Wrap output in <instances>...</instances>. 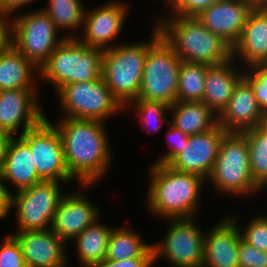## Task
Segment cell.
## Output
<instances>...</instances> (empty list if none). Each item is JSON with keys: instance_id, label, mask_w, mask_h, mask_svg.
<instances>
[{"instance_id": "4dcf8cb0", "label": "cell", "mask_w": 267, "mask_h": 267, "mask_svg": "<svg viewBox=\"0 0 267 267\" xmlns=\"http://www.w3.org/2000/svg\"><path fill=\"white\" fill-rule=\"evenodd\" d=\"M124 109L133 110V115L135 114L136 118L139 117V124L144 129L147 128V132H150V128L153 129L151 132H158L164 123H170V120L166 119L167 113H170V105L167 103L135 99L129 102Z\"/></svg>"}, {"instance_id": "d6986e66", "label": "cell", "mask_w": 267, "mask_h": 267, "mask_svg": "<svg viewBox=\"0 0 267 267\" xmlns=\"http://www.w3.org/2000/svg\"><path fill=\"white\" fill-rule=\"evenodd\" d=\"M223 218L205 232L202 267H239V223L236 216Z\"/></svg>"}, {"instance_id": "e0dca14e", "label": "cell", "mask_w": 267, "mask_h": 267, "mask_svg": "<svg viewBox=\"0 0 267 267\" xmlns=\"http://www.w3.org/2000/svg\"><path fill=\"white\" fill-rule=\"evenodd\" d=\"M12 235L20 244L27 267H68V244L51 229L17 231Z\"/></svg>"}, {"instance_id": "1f68e13d", "label": "cell", "mask_w": 267, "mask_h": 267, "mask_svg": "<svg viewBox=\"0 0 267 267\" xmlns=\"http://www.w3.org/2000/svg\"><path fill=\"white\" fill-rule=\"evenodd\" d=\"M241 238L261 251H267V214L260 213L258 215L252 216L244 230H241Z\"/></svg>"}, {"instance_id": "f1b7e54d", "label": "cell", "mask_w": 267, "mask_h": 267, "mask_svg": "<svg viewBox=\"0 0 267 267\" xmlns=\"http://www.w3.org/2000/svg\"><path fill=\"white\" fill-rule=\"evenodd\" d=\"M42 10L55 23L57 29L76 31L83 27L86 7L81 0H48Z\"/></svg>"}, {"instance_id": "7c38bea8", "label": "cell", "mask_w": 267, "mask_h": 267, "mask_svg": "<svg viewBox=\"0 0 267 267\" xmlns=\"http://www.w3.org/2000/svg\"><path fill=\"white\" fill-rule=\"evenodd\" d=\"M20 137L29 145L42 181L70 184L74 182L67 170L60 133L47 117L36 127L27 130Z\"/></svg>"}, {"instance_id": "d590c367", "label": "cell", "mask_w": 267, "mask_h": 267, "mask_svg": "<svg viewBox=\"0 0 267 267\" xmlns=\"http://www.w3.org/2000/svg\"><path fill=\"white\" fill-rule=\"evenodd\" d=\"M238 261L239 267H267V251L252 247L240 237Z\"/></svg>"}, {"instance_id": "6da1fadb", "label": "cell", "mask_w": 267, "mask_h": 267, "mask_svg": "<svg viewBox=\"0 0 267 267\" xmlns=\"http://www.w3.org/2000/svg\"><path fill=\"white\" fill-rule=\"evenodd\" d=\"M57 122L53 125L60 133L71 177L83 189L103 180L111 167L113 156L106 124L75 118H61Z\"/></svg>"}, {"instance_id": "7a4b0ae2", "label": "cell", "mask_w": 267, "mask_h": 267, "mask_svg": "<svg viewBox=\"0 0 267 267\" xmlns=\"http://www.w3.org/2000/svg\"><path fill=\"white\" fill-rule=\"evenodd\" d=\"M146 193L148 210L162 219L195 218L206 180L167 164L152 163Z\"/></svg>"}, {"instance_id": "d4e9b609", "label": "cell", "mask_w": 267, "mask_h": 267, "mask_svg": "<svg viewBox=\"0 0 267 267\" xmlns=\"http://www.w3.org/2000/svg\"><path fill=\"white\" fill-rule=\"evenodd\" d=\"M169 114L170 124L188 136L208 132L218 124V116L202 101H176Z\"/></svg>"}, {"instance_id": "e575fe53", "label": "cell", "mask_w": 267, "mask_h": 267, "mask_svg": "<svg viewBox=\"0 0 267 267\" xmlns=\"http://www.w3.org/2000/svg\"><path fill=\"white\" fill-rule=\"evenodd\" d=\"M168 132L166 133V140L168 141L169 150L167 153L159 157L154 163L168 164L177 154L184 150L188 144L189 137L184 134L180 129L168 123Z\"/></svg>"}, {"instance_id": "52a82bcc", "label": "cell", "mask_w": 267, "mask_h": 267, "mask_svg": "<svg viewBox=\"0 0 267 267\" xmlns=\"http://www.w3.org/2000/svg\"><path fill=\"white\" fill-rule=\"evenodd\" d=\"M148 50L149 40L104 50L101 76L123 107L138 97Z\"/></svg>"}, {"instance_id": "b9f144b4", "label": "cell", "mask_w": 267, "mask_h": 267, "mask_svg": "<svg viewBox=\"0 0 267 267\" xmlns=\"http://www.w3.org/2000/svg\"><path fill=\"white\" fill-rule=\"evenodd\" d=\"M252 9L267 8V0H240Z\"/></svg>"}, {"instance_id": "5b68a950", "label": "cell", "mask_w": 267, "mask_h": 267, "mask_svg": "<svg viewBox=\"0 0 267 267\" xmlns=\"http://www.w3.org/2000/svg\"><path fill=\"white\" fill-rule=\"evenodd\" d=\"M206 181L211 182L215 190L230 197L262 193L263 190L252 178L248 140L242 132L224 135L213 170Z\"/></svg>"}, {"instance_id": "4fadbf2b", "label": "cell", "mask_w": 267, "mask_h": 267, "mask_svg": "<svg viewBox=\"0 0 267 267\" xmlns=\"http://www.w3.org/2000/svg\"><path fill=\"white\" fill-rule=\"evenodd\" d=\"M128 10V4L117 0L108 1L93 9H86L82 36H76V34L66 36L67 38L79 37L78 39L89 47L104 50L112 48L118 45L114 42L123 31Z\"/></svg>"}, {"instance_id": "484cf974", "label": "cell", "mask_w": 267, "mask_h": 267, "mask_svg": "<svg viewBox=\"0 0 267 267\" xmlns=\"http://www.w3.org/2000/svg\"><path fill=\"white\" fill-rule=\"evenodd\" d=\"M98 221L73 239L81 267H97L106 259L107 245L113 227Z\"/></svg>"}, {"instance_id": "603a6c76", "label": "cell", "mask_w": 267, "mask_h": 267, "mask_svg": "<svg viewBox=\"0 0 267 267\" xmlns=\"http://www.w3.org/2000/svg\"><path fill=\"white\" fill-rule=\"evenodd\" d=\"M230 59L219 65H210L205 76V90L202 102L217 116L227 106L238 82L244 77V68H235ZM242 70V71H241Z\"/></svg>"}, {"instance_id": "f35d334b", "label": "cell", "mask_w": 267, "mask_h": 267, "mask_svg": "<svg viewBox=\"0 0 267 267\" xmlns=\"http://www.w3.org/2000/svg\"><path fill=\"white\" fill-rule=\"evenodd\" d=\"M35 0H0V12L8 15L9 17L15 12L28 4L33 3Z\"/></svg>"}, {"instance_id": "8fae6325", "label": "cell", "mask_w": 267, "mask_h": 267, "mask_svg": "<svg viewBox=\"0 0 267 267\" xmlns=\"http://www.w3.org/2000/svg\"><path fill=\"white\" fill-rule=\"evenodd\" d=\"M196 218L168 219L162 242L152 244L154 263L165 259L171 267H202L205 232Z\"/></svg>"}, {"instance_id": "4316f807", "label": "cell", "mask_w": 267, "mask_h": 267, "mask_svg": "<svg viewBox=\"0 0 267 267\" xmlns=\"http://www.w3.org/2000/svg\"><path fill=\"white\" fill-rule=\"evenodd\" d=\"M140 235L133 228L114 226L107 245L106 259L120 261L134 257H154L152 244L144 242Z\"/></svg>"}, {"instance_id": "f6af8a7d", "label": "cell", "mask_w": 267, "mask_h": 267, "mask_svg": "<svg viewBox=\"0 0 267 267\" xmlns=\"http://www.w3.org/2000/svg\"><path fill=\"white\" fill-rule=\"evenodd\" d=\"M162 1H165L164 3H166L170 8L177 0H162Z\"/></svg>"}, {"instance_id": "277c9868", "label": "cell", "mask_w": 267, "mask_h": 267, "mask_svg": "<svg viewBox=\"0 0 267 267\" xmlns=\"http://www.w3.org/2000/svg\"><path fill=\"white\" fill-rule=\"evenodd\" d=\"M104 49L83 44L78 38H65L39 68V77L50 81L55 93L70 83L90 82L102 72Z\"/></svg>"}, {"instance_id": "5bb4252c", "label": "cell", "mask_w": 267, "mask_h": 267, "mask_svg": "<svg viewBox=\"0 0 267 267\" xmlns=\"http://www.w3.org/2000/svg\"><path fill=\"white\" fill-rule=\"evenodd\" d=\"M36 90L37 88L0 91V126L10 136L24 134L47 117L38 101L39 92Z\"/></svg>"}, {"instance_id": "83f0119b", "label": "cell", "mask_w": 267, "mask_h": 267, "mask_svg": "<svg viewBox=\"0 0 267 267\" xmlns=\"http://www.w3.org/2000/svg\"><path fill=\"white\" fill-rule=\"evenodd\" d=\"M210 65L182 61L179 69L177 101H202L205 90V76Z\"/></svg>"}, {"instance_id": "ba28073f", "label": "cell", "mask_w": 267, "mask_h": 267, "mask_svg": "<svg viewBox=\"0 0 267 267\" xmlns=\"http://www.w3.org/2000/svg\"><path fill=\"white\" fill-rule=\"evenodd\" d=\"M60 108L63 115L60 118L87 119L106 122L109 117L125 110L113 96L104 79L90 82L70 83L58 92Z\"/></svg>"}, {"instance_id": "ffe728a7", "label": "cell", "mask_w": 267, "mask_h": 267, "mask_svg": "<svg viewBox=\"0 0 267 267\" xmlns=\"http://www.w3.org/2000/svg\"><path fill=\"white\" fill-rule=\"evenodd\" d=\"M252 8L240 0H219L196 16L231 47L239 40Z\"/></svg>"}, {"instance_id": "ee69618b", "label": "cell", "mask_w": 267, "mask_h": 267, "mask_svg": "<svg viewBox=\"0 0 267 267\" xmlns=\"http://www.w3.org/2000/svg\"><path fill=\"white\" fill-rule=\"evenodd\" d=\"M260 128L267 133V113L263 114Z\"/></svg>"}, {"instance_id": "8d00e7d4", "label": "cell", "mask_w": 267, "mask_h": 267, "mask_svg": "<svg viewBox=\"0 0 267 267\" xmlns=\"http://www.w3.org/2000/svg\"><path fill=\"white\" fill-rule=\"evenodd\" d=\"M219 0H177L169 9V15L196 17ZM172 11V12H171Z\"/></svg>"}, {"instance_id": "74e56055", "label": "cell", "mask_w": 267, "mask_h": 267, "mask_svg": "<svg viewBox=\"0 0 267 267\" xmlns=\"http://www.w3.org/2000/svg\"><path fill=\"white\" fill-rule=\"evenodd\" d=\"M154 264V257H134L120 261L105 259L97 267H152Z\"/></svg>"}, {"instance_id": "7402d4cb", "label": "cell", "mask_w": 267, "mask_h": 267, "mask_svg": "<svg viewBox=\"0 0 267 267\" xmlns=\"http://www.w3.org/2000/svg\"><path fill=\"white\" fill-rule=\"evenodd\" d=\"M232 58L242 61L245 69L267 64V8L252 9L237 43L232 47Z\"/></svg>"}, {"instance_id": "60d3db41", "label": "cell", "mask_w": 267, "mask_h": 267, "mask_svg": "<svg viewBox=\"0 0 267 267\" xmlns=\"http://www.w3.org/2000/svg\"><path fill=\"white\" fill-rule=\"evenodd\" d=\"M8 204H9V196L6 194L2 180L0 178V220L1 219H6V217L9 214V209H8Z\"/></svg>"}, {"instance_id": "f546056e", "label": "cell", "mask_w": 267, "mask_h": 267, "mask_svg": "<svg viewBox=\"0 0 267 267\" xmlns=\"http://www.w3.org/2000/svg\"><path fill=\"white\" fill-rule=\"evenodd\" d=\"M248 140L252 178L264 191L267 189V133L260 127L242 132Z\"/></svg>"}, {"instance_id": "ac0fdd59", "label": "cell", "mask_w": 267, "mask_h": 267, "mask_svg": "<svg viewBox=\"0 0 267 267\" xmlns=\"http://www.w3.org/2000/svg\"><path fill=\"white\" fill-rule=\"evenodd\" d=\"M0 178L9 196L12 192L6 184H12L17 191L41 182L34 165L32 151L20 136H10L0 157Z\"/></svg>"}, {"instance_id": "9c48e42d", "label": "cell", "mask_w": 267, "mask_h": 267, "mask_svg": "<svg viewBox=\"0 0 267 267\" xmlns=\"http://www.w3.org/2000/svg\"><path fill=\"white\" fill-rule=\"evenodd\" d=\"M10 19V43L38 68L67 38L58 37L60 31L41 8Z\"/></svg>"}, {"instance_id": "836d02e7", "label": "cell", "mask_w": 267, "mask_h": 267, "mask_svg": "<svg viewBox=\"0 0 267 267\" xmlns=\"http://www.w3.org/2000/svg\"><path fill=\"white\" fill-rule=\"evenodd\" d=\"M0 267H27L20 244L12 234L0 243Z\"/></svg>"}, {"instance_id": "9a60e30c", "label": "cell", "mask_w": 267, "mask_h": 267, "mask_svg": "<svg viewBox=\"0 0 267 267\" xmlns=\"http://www.w3.org/2000/svg\"><path fill=\"white\" fill-rule=\"evenodd\" d=\"M227 133L220 125L208 132L189 137L188 144L167 165L171 168L199 175L207 180L218 156L220 143Z\"/></svg>"}, {"instance_id": "3957f363", "label": "cell", "mask_w": 267, "mask_h": 267, "mask_svg": "<svg viewBox=\"0 0 267 267\" xmlns=\"http://www.w3.org/2000/svg\"><path fill=\"white\" fill-rule=\"evenodd\" d=\"M158 19L154 25L182 61L219 65L232 59V47L197 17L165 14Z\"/></svg>"}, {"instance_id": "44dd1931", "label": "cell", "mask_w": 267, "mask_h": 267, "mask_svg": "<svg viewBox=\"0 0 267 267\" xmlns=\"http://www.w3.org/2000/svg\"><path fill=\"white\" fill-rule=\"evenodd\" d=\"M263 113L250 83L243 77L227 106L218 115V125L227 132H243L260 127Z\"/></svg>"}, {"instance_id": "ab89813d", "label": "cell", "mask_w": 267, "mask_h": 267, "mask_svg": "<svg viewBox=\"0 0 267 267\" xmlns=\"http://www.w3.org/2000/svg\"><path fill=\"white\" fill-rule=\"evenodd\" d=\"M0 12V51L10 43V17Z\"/></svg>"}, {"instance_id": "2e32d148", "label": "cell", "mask_w": 267, "mask_h": 267, "mask_svg": "<svg viewBox=\"0 0 267 267\" xmlns=\"http://www.w3.org/2000/svg\"><path fill=\"white\" fill-rule=\"evenodd\" d=\"M78 191L64 194L55 211L51 226V230L66 244L101 217V211L94 205L95 203L82 191Z\"/></svg>"}, {"instance_id": "cb8c5ba5", "label": "cell", "mask_w": 267, "mask_h": 267, "mask_svg": "<svg viewBox=\"0 0 267 267\" xmlns=\"http://www.w3.org/2000/svg\"><path fill=\"white\" fill-rule=\"evenodd\" d=\"M34 78H39V68L11 43L0 51V91L35 89Z\"/></svg>"}, {"instance_id": "30bf717a", "label": "cell", "mask_w": 267, "mask_h": 267, "mask_svg": "<svg viewBox=\"0 0 267 267\" xmlns=\"http://www.w3.org/2000/svg\"><path fill=\"white\" fill-rule=\"evenodd\" d=\"M60 185L61 182L41 181L9 195V214L16 210L18 232L51 229L55 211L65 194Z\"/></svg>"}, {"instance_id": "7bdbcfd3", "label": "cell", "mask_w": 267, "mask_h": 267, "mask_svg": "<svg viewBox=\"0 0 267 267\" xmlns=\"http://www.w3.org/2000/svg\"><path fill=\"white\" fill-rule=\"evenodd\" d=\"M9 138L10 135L0 126V154L3 153Z\"/></svg>"}, {"instance_id": "d6a6232c", "label": "cell", "mask_w": 267, "mask_h": 267, "mask_svg": "<svg viewBox=\"0 0 267 267\" xmlns=\"http://www.w3.org/2000/svg\"><path fill=\"white\" fill-rule=\"evenodd\" d=\"M244 78L252 86L262 113H267V64H257L246 68Z\"/></svg>"}, {"instance_id": "8992f818", "label": "cell", "mask_w": 267, "mask_h": 267, "mask_svg": "<svg viewBox=\"0 0 267 267\" xmlns=\"http://www.w3.org/2000/svg\"><path fill=\"white\" fill-rule=\"evenodd\" d=\"M182 60L154 25L145 57L137 99L173 105L177 101L179 69Z\"/></svg>"}]
</instances>
